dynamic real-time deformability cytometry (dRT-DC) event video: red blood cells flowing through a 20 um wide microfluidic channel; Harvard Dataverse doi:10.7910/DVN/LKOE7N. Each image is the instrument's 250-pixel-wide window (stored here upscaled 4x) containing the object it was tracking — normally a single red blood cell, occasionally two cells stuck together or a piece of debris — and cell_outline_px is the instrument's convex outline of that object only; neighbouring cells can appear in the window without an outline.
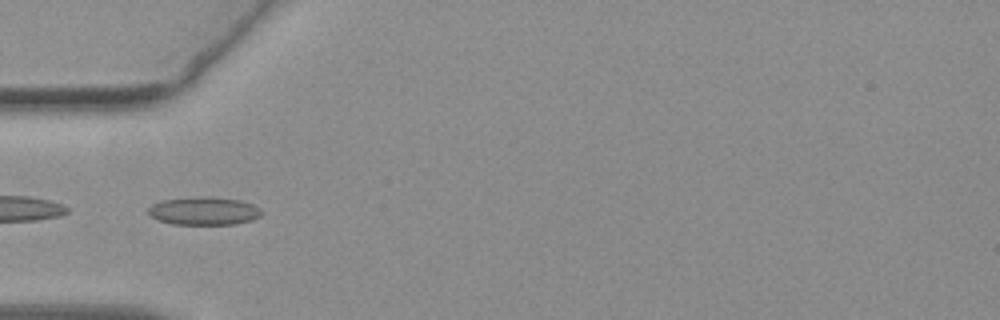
{"species": "common noctule bat (a hibernating species)", "species_latin": "Nyctalus noctula", "temperature_condition": "warm", "stored_images_in_passage": 53, "camera_frame_rate_fps": 3000, "um_per_image_px": 0.085, "animal": {"sex": "female", "body_mass_g": 19.3, "forearm_length_mm": 54.1}, "frame": {"image": 1, "passage_image": 16, "time_ms": 5.0, "image_size_px": [1000, 320], "cell_outline_px": [[260, 216], [252, 220], [236, 224], [172, 224], [148, 216], [148, 208], [152, 204], [164, 200], [208, 196], [240, 200], [252, 204], [260, 208]], "centroid_in_image_um": [17.33, 17.94], "position_along_channel_um": 67.7, "area_um2": 18.38}, "authors_computed_cell_mechanics": {"area_um2": 17.1666, "velocity_mm_per_s": 3.7946, "shape_relaxation_time_tau1_ms": null, "shape_relaxation_time_tau2_ms": 2.0509, "deformation_change_tau1": null, "deformation_change_tau2": 0.0849}}